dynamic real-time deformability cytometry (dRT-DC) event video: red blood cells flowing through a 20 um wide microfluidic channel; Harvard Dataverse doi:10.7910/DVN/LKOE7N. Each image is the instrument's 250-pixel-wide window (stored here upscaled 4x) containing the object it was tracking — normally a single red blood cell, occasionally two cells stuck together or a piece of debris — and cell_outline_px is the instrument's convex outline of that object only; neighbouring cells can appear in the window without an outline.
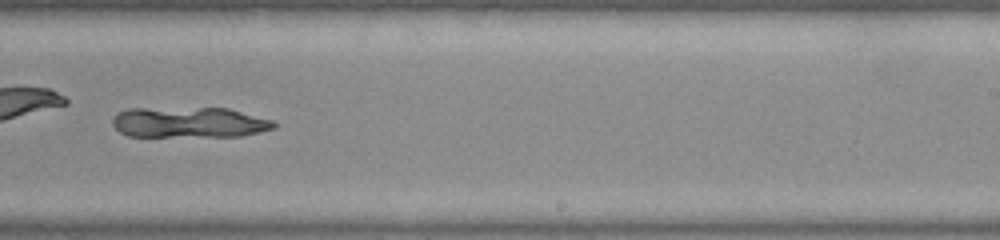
{"species": "common noctule bat (a hibernating species)", "species_latin": "Nyctalus noctula", "temperature_condition": "warm", "stored_images_in_passage": 40, "camera_frame_rate_fps": 3000, "um_per_image_px": 0.085, "animal": {"sex": "female", "body_mass_g": 22.0, "forearm_length_mm": 56.7}, "frame": {"image": 1, "passage_image": 23, "time_ms": 7.333, "image_size_px": [1000, 240], "cell_outline_px": [[276, 128], [260, 132], [240, 136], [128, 136], [120, 132], [112, 124], [112, 116], [116, 112], [128, 108], [228, 108], [272, 120], [276, 124]], "centroid_in_image_um": [16.05, 10.4], "position_along_channel_um": 273.0, "area_um2": 28.96}}